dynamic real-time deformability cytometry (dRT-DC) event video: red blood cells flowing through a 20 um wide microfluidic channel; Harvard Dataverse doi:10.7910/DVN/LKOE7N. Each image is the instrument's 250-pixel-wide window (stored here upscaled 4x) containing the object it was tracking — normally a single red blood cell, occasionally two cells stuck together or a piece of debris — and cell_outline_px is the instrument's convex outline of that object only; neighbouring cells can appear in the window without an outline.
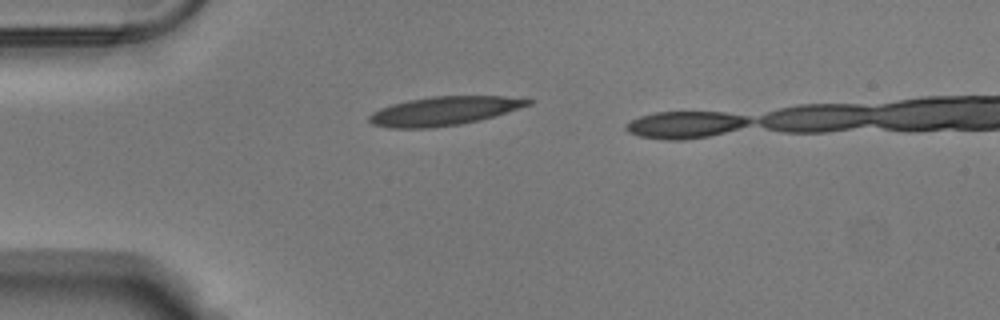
{"species": "Egyptian fruit bat (a non-hibernating species)", "species_latin": "Rousettus aegyptiacus", "temperature_condition": "warm", "stored_images_in_passage": 3, "segment_of_instrument_passage": [2, 2], "camera_frame_rate_fps": 3000, "um_per_image_px": 0.085, "animal": {"sex": "male"}, "frame": {"image": 1, "passage_image": 3, "time_ms": 0.667, "image_size_px": [1000, 320], "cell_outline_px": [[748, 120], [744, 124], [720, 132], [700, 136], [648, 136], [636, 132], [628, 128], [628, 124], [636, 120], [648, 116], [664, 112], [716, 112], [740, 116]], "centroid_in_image_um": [58.29, 10.53], "position_along_channel_um": 26.7, "area_um2": 16.18}}